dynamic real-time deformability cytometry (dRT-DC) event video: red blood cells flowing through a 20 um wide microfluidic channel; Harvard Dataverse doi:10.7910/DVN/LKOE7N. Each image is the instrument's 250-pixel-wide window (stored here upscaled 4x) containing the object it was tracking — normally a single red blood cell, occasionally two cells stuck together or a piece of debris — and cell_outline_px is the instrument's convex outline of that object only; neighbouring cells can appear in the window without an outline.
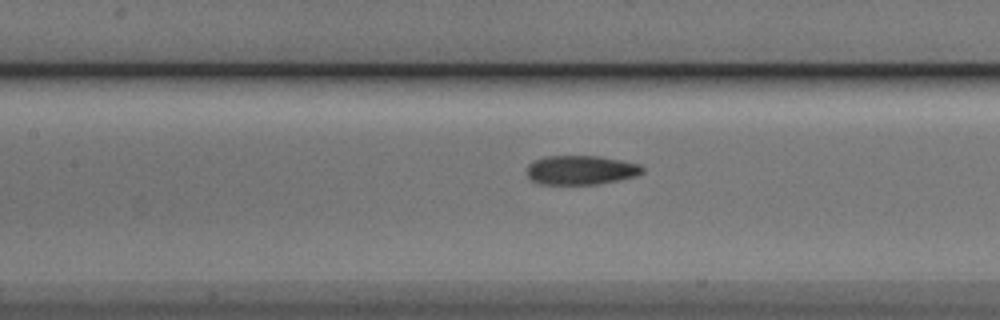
{"species": "Egyptian fruit bat (a non-hibernating species)", "species_latin": "Rousettus aegyptiacus", "temperature_condition": "cold", "stored_images_in_passage": 28, "camera_frame_rate_fps": 3000, "um_per_image_px": 0.085, "animal": {"sex": "male"}, "frame": {"image": 1, "passage_image": 9, "time_ms": 2.667, "image_size_px": [1000, 320], "cell_outline_px": [[644, 172], [636, 176], [620, 180], [596, 184], [540, 184], [532, 180], [528, 176], [528, 164], [544, 156], [600, 156], [640, 164], [644, 168]], "centroid_in_image_um": [49.41, 14.45], "position_along_channel_um": 158.0, "area_um2": 19.65}}
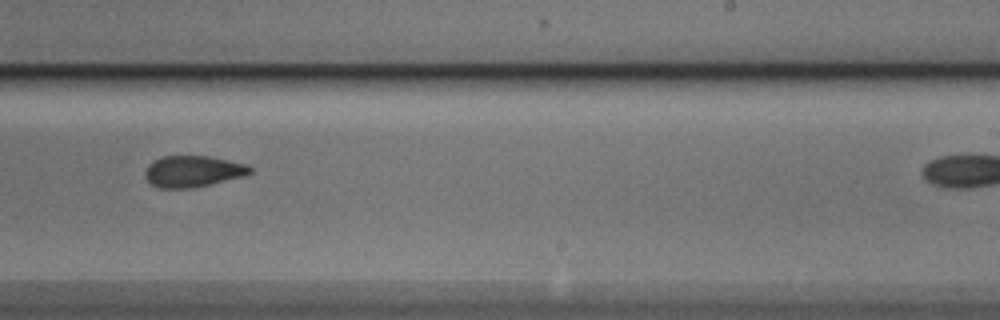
{"frame": {"image": 2, "passage_image": 18, "time_ms": 5.667, "image_size_px": [1000, 320], "cell_outline_px": [[252, 172], [244, 176], [192, 188], [160, 188], [152, 184], [144, 176], [144, 172], [148, 164], [152, 160], [164, 156], [208, 156], [244, 164], [252, 168]], "centroid_in_image_um": [16.35, 14.56], "position_along_channel_um": 272.7, "area_um2": 19.02}}
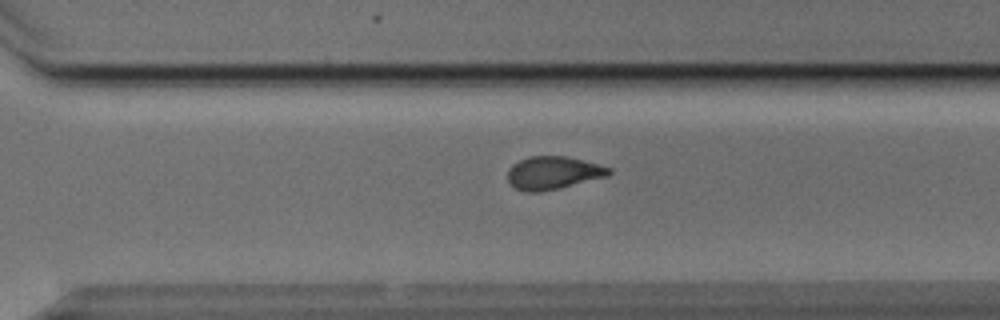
{"frame": {"image": 3, "passage_image": 22, "time_ms": 7.0, "image_size_px": [1000, 320], "cell_outline_px": [[612, 172], [608, 176], [560, 188], [540, 192], [524, 192], [516, 188], [508, 180], [508, 168], [512, 164], [528, 156], [564, 156], [612, 168]], "centroid_in_image_um": [47.0, 14.7], "position_along_channel_um": 323.6, "area_um2": 19.36}}